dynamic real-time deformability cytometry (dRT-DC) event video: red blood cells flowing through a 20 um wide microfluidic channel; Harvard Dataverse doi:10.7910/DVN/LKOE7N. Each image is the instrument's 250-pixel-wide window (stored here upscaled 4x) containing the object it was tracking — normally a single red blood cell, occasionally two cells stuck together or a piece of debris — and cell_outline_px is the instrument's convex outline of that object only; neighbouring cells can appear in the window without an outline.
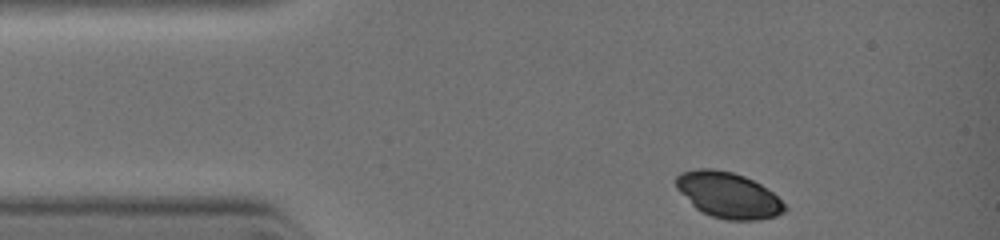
{"species": "common noctule bat (a hibernating species)", "species_latin": "Nyctalus noctula", "temperature_condition": "warm", "stored_images_in_passage": 41, "camera_frame_rate_fps": 3000, "um_per_image_px": 0.085, "animal": {"sex": "female", "body_mass_g": 19.0, "forearm_length_mm": 51.5}, "frame": {"image": 1, "passage_image": 1, "time_ms": 0.0, "image_size_px": [1000, 240], "cell_outline_px": [[788, 208], [784, 212], [776, 216], [756, 220], [728, 220], [712, 216], [696, 208], [676, 188], [676, 176], [680, 172], [700, 168], [712, 168], [732, 172], [744, 176], [760, 184], [772, 192]], "centroid_in_image_um": [61.9, 16.57], "position_along_channel_um": 23.1, "area_um2": 28.73}}
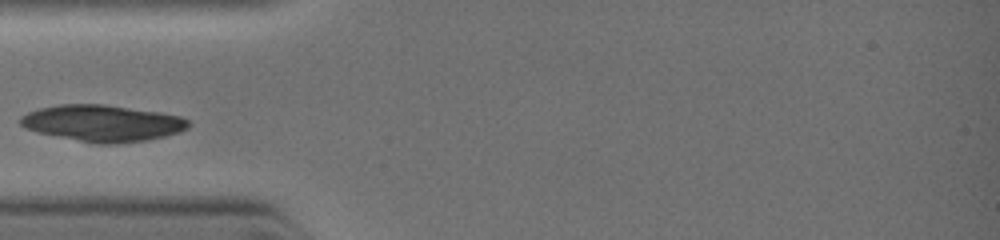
{"frame": {"image": 2, "passage_image": 11, "time_ms": 2.0, "image_size_px": [1000, 240], "cell_outline_px": [[188, 128], [180, 132], [148, 140], [116, 144], [96, 144], [36, 132], [24, 128], [20, 124], [20, 116], [28, 112], [40, 108], [60, 104], [104, 104], [160, 112], [180, 116], [188, 120]], "centroid_in_image_um": [8.7, 10.47], "position_along_channel_um": 76.3, "area_um2": 35.84}}